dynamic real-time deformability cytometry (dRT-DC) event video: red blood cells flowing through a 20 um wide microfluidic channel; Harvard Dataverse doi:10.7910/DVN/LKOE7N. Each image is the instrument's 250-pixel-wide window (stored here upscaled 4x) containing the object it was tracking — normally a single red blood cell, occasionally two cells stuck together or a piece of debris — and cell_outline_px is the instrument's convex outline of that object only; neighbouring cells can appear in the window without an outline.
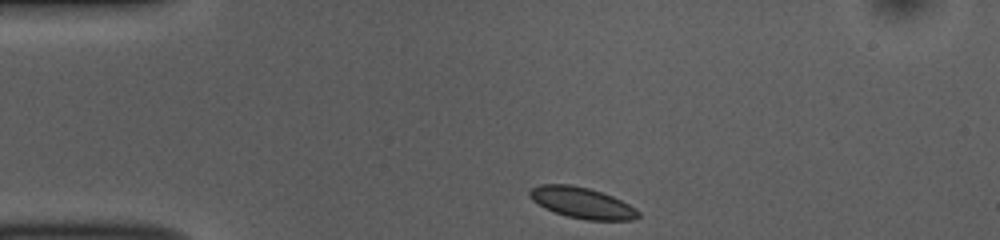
{"species": "common noctule bat (a hibernating species)", "species_latin": "Nyctalus noctula", "temperature_condition": "room temperature", "stored_images_in_passage": 44, "camera_frame_rate_fps": 3000, "um_per_image_px": 0.085, "animal": {"sex": "female", "body_mass_g": 10.0, "forearm_length_mm": 53.1}, "frame": {"image": 1, "passage_image": 1, "time_ms": 0.0, "image_size_px": [1000, 240], "cell_outline_px": [[640, 216], [632, 220], [588, 220], [568, 216], [544, 208], [532, 200], [528, 196], [528, 192], [532, 188], [540, 184], [568, 184], [588, 188], [612, 196], [636, 208], [640, 212]], "centroid_in_image_um": [49.46, 17.24], "position_along_channel_um": 35.5, "area_um2": 19.48}}
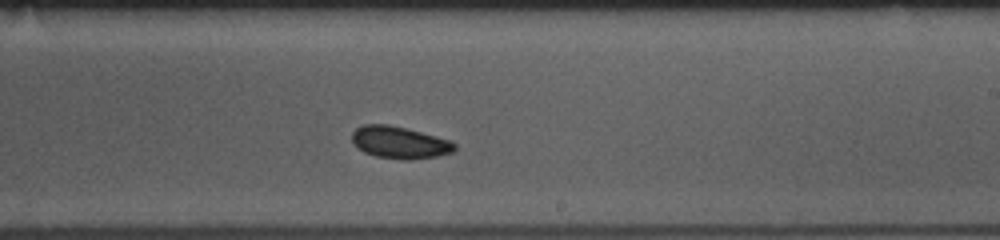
{"frame": {"image": 2, "passage_image": 22, "time_ms": 7.0, "image_size_px": [1000, 240], "cell_outline_px": [[456, 148], [452, 152], [436, 156], [408, 160], [404, 160], [376, 156], [364, 152], [356, 148], [352, 140], [352, 132], [356, 128], [364, 124], [388, 124], [436, 136], [448, 140], [456, 144]], "centroid_in_image_um": [33.92, 12.11], "position_along_channel_um": 255.1, "area_um2": 19.07}}
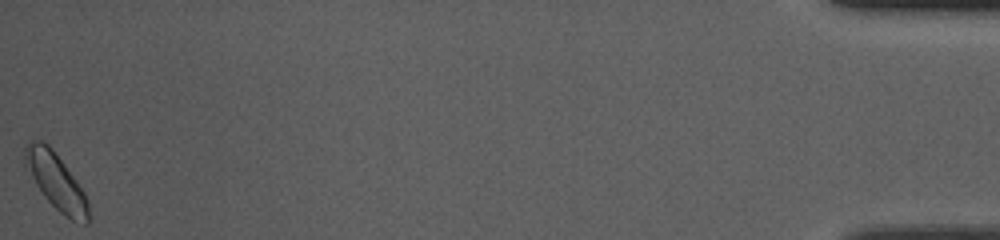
{"frame": {"image": 3, "passage_image": 44, "time_ms": 14.333, "image_size_px": [1000, 240], "cell_outline_px": [[88, 224], [84, 224], [72, 220], [64, 216], [44, 196], [24, 168], [24, 144], [28, 140], [40, 140], [48, 144], [52, 148], [64, 164], [84, 192], [88, 200]], "centroid_in_image_um": [4.71, 15.38], "position_along_channel_um": 430.5, "area_um2": 20.81}, "authors_computed_cell_mechanics": {"area_um2": 19.074, "velocity_mm_per_s": 3.675, "shape_relaxation_time_tau1_ms": 1.7724, "shape_relaxation_time_tau2_ms": 3.2739, "deformation_change_tau1": 0.0466, "deformation_change_tau2": 0.0637}}